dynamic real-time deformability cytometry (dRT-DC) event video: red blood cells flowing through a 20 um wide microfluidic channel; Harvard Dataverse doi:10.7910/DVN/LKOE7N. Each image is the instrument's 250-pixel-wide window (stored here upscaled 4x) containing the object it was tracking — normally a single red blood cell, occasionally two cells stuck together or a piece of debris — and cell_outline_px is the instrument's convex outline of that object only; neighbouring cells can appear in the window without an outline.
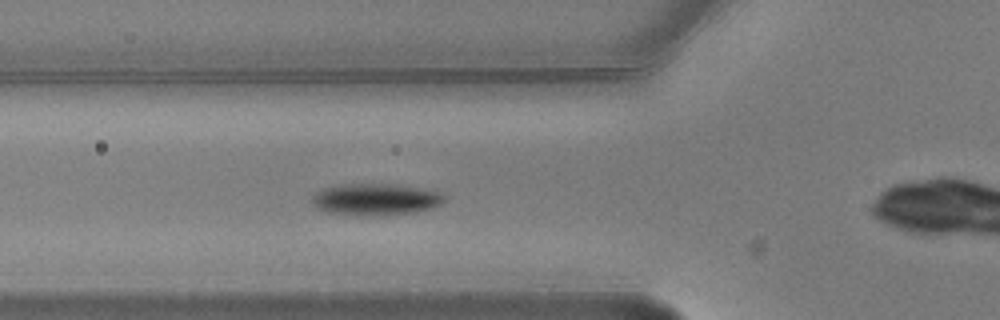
{"species": "common noctule bat (a hibernating species)", "species_latin": "Nyctalus noctula", "temperature_condition": "warm", "stored_images_in_passage": 6, "camera_frame_rate_fps": 3000, "um_per_image_px": 0.085, "animal": {"sex": "male", "body_mass_g": 20.5, "forearm_length_mm": 52.5}, "frame": {"image": 1, "passage_image": 5, "time_ms": 1.333, "image_size_px": [1000, 320], "cell_outline_px": [[444, 200], [440, 204], [432, 208], [412, 212], [380, 216], [356, 216], [328, 212], [316, 208], [312, 204], [312, 196], [316, 192], [324, 188], [344, 184], [388, 184], [424, 188], [440, 192], [444, 196]], "centroid_in_image_um": [31.9, 16.96], "position_along_channel_um": 93.9, "area_um2": 24.57}}